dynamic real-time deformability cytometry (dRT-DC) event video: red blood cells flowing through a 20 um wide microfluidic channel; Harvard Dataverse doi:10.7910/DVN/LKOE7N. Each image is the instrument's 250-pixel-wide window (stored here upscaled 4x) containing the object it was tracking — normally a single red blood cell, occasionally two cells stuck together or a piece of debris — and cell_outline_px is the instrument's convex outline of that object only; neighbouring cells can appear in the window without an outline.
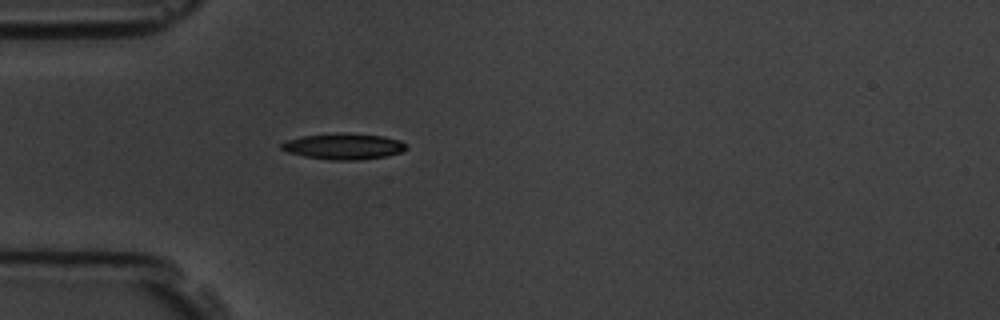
{"species": "common noctule bat (a hibernating species)", "species_latin": "Nyctalus noctula", "temperature_condition": "room temperature", "stored_images_in_passage": 1, "camera_frame_rate_fps": 3000, "um_per_image_px": 0.085, "animal": {"sex": "male", "body_mass_g": 19.5, "forearm_length_mm": 54.6}, "frame": {"image": 1, "passage_image": 1, "time_ms": 0.0, "image_size_px": [1000, 320], "cell_outline_px": [[408, 148], [400, 152], [384, 156], [360, 160], [332, 160], [304, 156], [288, 152], [280, 148], [280, 144], [284, 140], [300, 136], [336, 132], [340, 132], [384, 136], [400, 140]], "centroid_in_image_um": [29.15, 12.42], "position_along_channel_um": 55.8, "area_um2": 19.07}}